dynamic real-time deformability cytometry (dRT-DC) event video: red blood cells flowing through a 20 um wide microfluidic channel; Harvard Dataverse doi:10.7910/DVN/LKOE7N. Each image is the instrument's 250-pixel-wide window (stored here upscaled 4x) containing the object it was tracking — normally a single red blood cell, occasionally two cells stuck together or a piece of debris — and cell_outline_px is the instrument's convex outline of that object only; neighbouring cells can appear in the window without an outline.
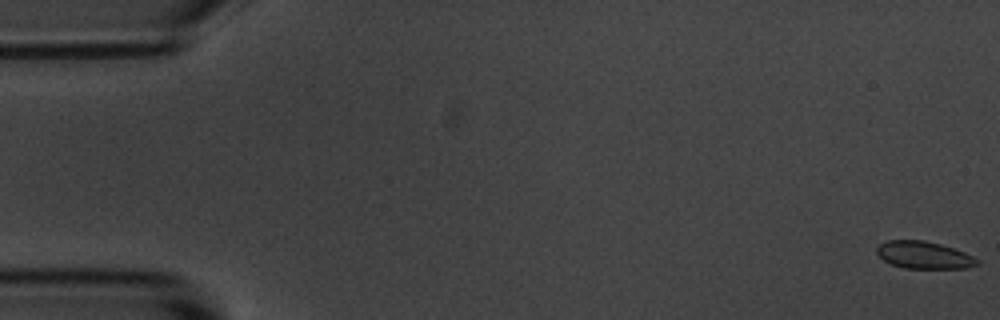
{"species": "common noctule bat (a hibernating species)", "species_latin": "Nyctalus noctula", "temperature_condition": "room temperature", "stored_images_in_passage": 16, "camera_frame_rate_fps": 3000, "um_per_image_px": 0.085, "animal": {"sex": "male", "body_mass_g": 20.1, "forearm_length_mm": 53.5}, "frame": {"image": 1, "passage_image": 1, "time_ms": 0.0, "image_size_px": [1000, 320], "cell_outline_px": [[980, 264], [964, 268], [904, 268], [892, 264], [884, 260], [876, 252], [876, 248], [880, 244], [888, 240], [924, 240], [940, 244], [964, 252], [980, 260]], "centroid_in_image_um": [78.54, 21.68], "position_along_channel_um": 6.5, "area_um2": 15.84}}
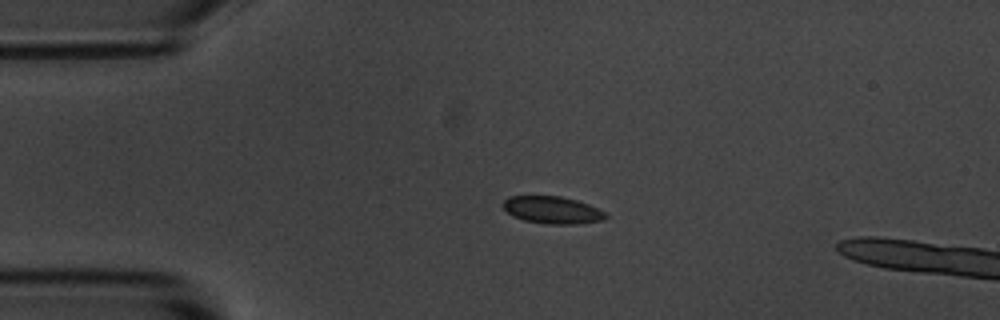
{"frame": {"image": 2, "passage_image": 13, "time_ms": 4.0, "image_size_px": [1000, 320], "cell_outline_px": [[608, 216], [604, 220], [576, 224], [548, 224], [524, 220], [512, 216], [504, 208], [504, 200], [508, 196], [560, 196], [576, 200], [588, 204], [604, 212]], "centroid_in_image_um": [46.95, 17.85], "position_along_channel_um": 38.1, "area_um2": 16.18}}